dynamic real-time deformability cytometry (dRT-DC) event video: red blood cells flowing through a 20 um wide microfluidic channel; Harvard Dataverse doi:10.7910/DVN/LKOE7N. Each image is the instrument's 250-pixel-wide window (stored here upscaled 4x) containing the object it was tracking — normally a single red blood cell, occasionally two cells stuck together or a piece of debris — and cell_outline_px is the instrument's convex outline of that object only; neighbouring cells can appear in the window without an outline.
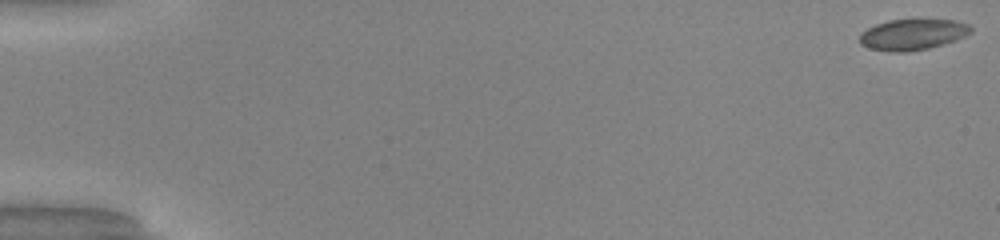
{"species": "common noctule bat (a hibernating species)", "species_latin": "Nyctalus noctula", "temperature_condition": "warm", "stored_images_in_passage": 51, "camera_frame_rate_fps": 3000, "um_per_image_px": 0.085, "animal": {"sex": "male", "body_mass_g": 20.0, "forearm_length_mm": 53.3}, "frame": {"image": 1, "passage_image": 1, "time_ms": 0.0, "image_size_px": [1000, 240], "cell_outline_px": [[972, 32], [956, 40], [944, 44], [928, 48], [908, 52], [888, 52], [868, 48], [860, 44], [860, 32], [876, 24], [888, 20], [916, 16], [956, 20], [968, 24], [972, 28]], "centroid_in_image_um": [77.59, 2.88], "position_along_channel_um": 7.4, "area_um2": 21.1}}
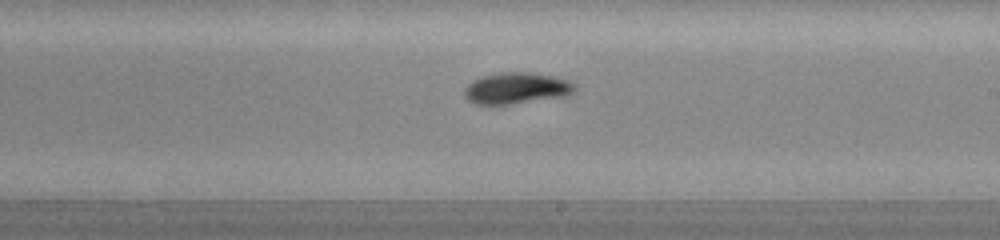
{"frame": {"image": 2, "passage_image": 31, "time_ms": 10.0, "image_size_px": [1000, 240], "cell_outline_px": [[576, 92], [568, 96], [508, 104], [476, 104], [468, 100], [464, 96], [464, 88], [472, 80], [480, 76], [504, 72], [524, 72], [552, 76], [568, 80], [576, 84]], "centroid_in_image_um": [43.91, 7.5], "position_along_channel_um": 245.1, "area_um2": 20.23}}
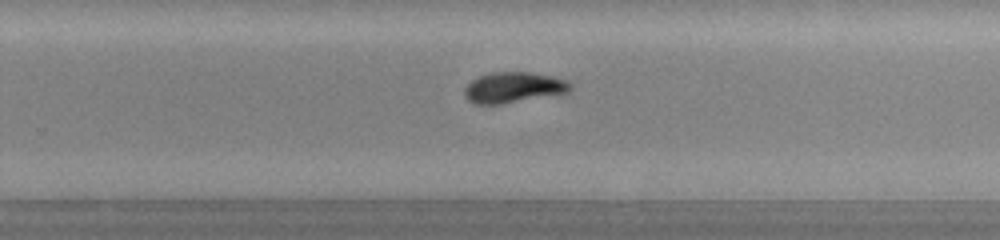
{"frame": {"image": 3, "passage_image": 34, "time_ms": 11.0, "image_size_px": [1000, 240], "cell_outline_px": [[572, 88], [568, 92], [500, 104], [476, 104], [468, 100], [464, 96], [464, 88], [476, 76], [492, 72], [528, 72], [552, 76], [568, 80], [572, 84]], "centroid_in_image_um": [43.63, 7.42], "position_along_channel_um": 286.2, "area_um2": 18.9}, "authors_computed_cell_mechanics": {"area_um2": 19.4208, "velocity_mm_per_s": 4.1177, "shape_relaxation_time_tau1_ms": 2.8839, "shape_relaxation_time_tau2_ms": 6.0079, "deformation_change_tau1": 0.1348, "deformation_change_tau2": 0.1198}}